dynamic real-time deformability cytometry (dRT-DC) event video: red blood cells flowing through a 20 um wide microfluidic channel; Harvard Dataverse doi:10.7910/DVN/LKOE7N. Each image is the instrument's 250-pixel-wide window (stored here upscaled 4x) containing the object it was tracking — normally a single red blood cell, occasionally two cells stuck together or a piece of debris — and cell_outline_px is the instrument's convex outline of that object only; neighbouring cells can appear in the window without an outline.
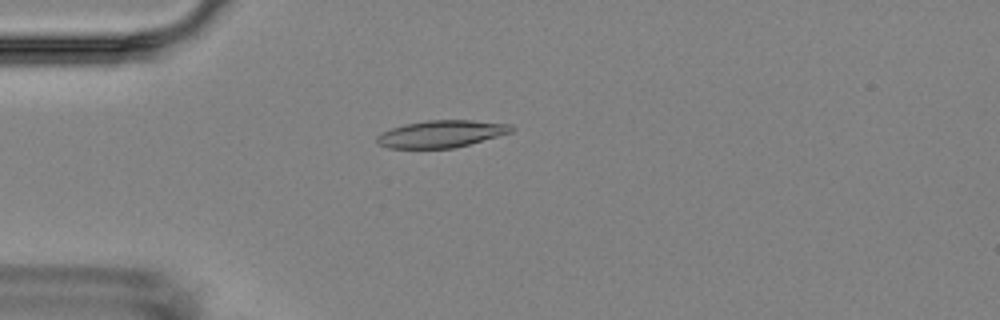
{"species": "Egyptian fruit bat (a non-hibernating species)", "species_latin": "Rousettus aegyptiacus", "temperature_condition": "room temperature", "stored_images_in_passage": 9, "camera_frame_rate_fps": 3000, "um_per_image_px": 0.085, "animal": {"sex": "female"}, "frame": {"image": 1, "passage_image": 2, "time_ms": 4.667, "image_size_px": [1000, 320], "cell_outline_px": [[516, 128], [512, 132], [468, 144], [452, 148], [388, 148], [380, 144], [376, 140], [376, 136], [380, 132], [404, 124], [428, 120], [472, 120], [512, 124]], "centroid_in_image_um": [37.51, 11.37], "position_along_channel_um": 47.5, "area_um2": 21.21}}
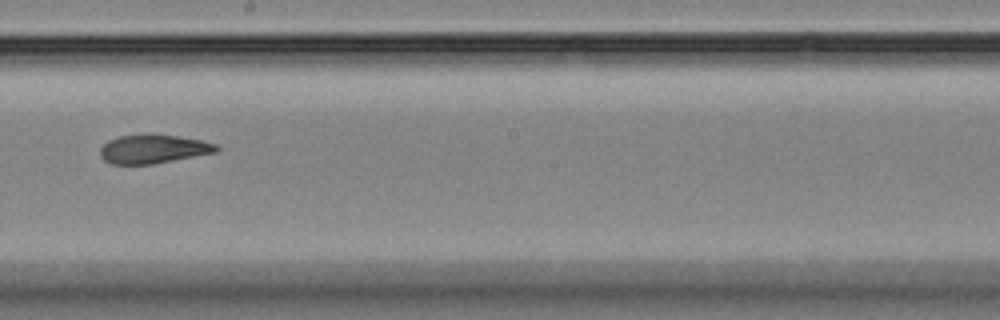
{"frame": {"image": 2, "passage_image": 7, "time_ms": 10.333, "image_size_px": [1000, 320], "cell_outline_px": [[220, 148], [216, 152], [152, 164], [112, 164], [104, 160], [100, 156], [100, 148], [108, 140], [120, 136], [152, 132], [180, 136], [200, 140], [216, 144]], "centroid_in_image_um": [13.01, 12.64], "position_along_channel_um": 235.2, "area_um2": 19.77}}
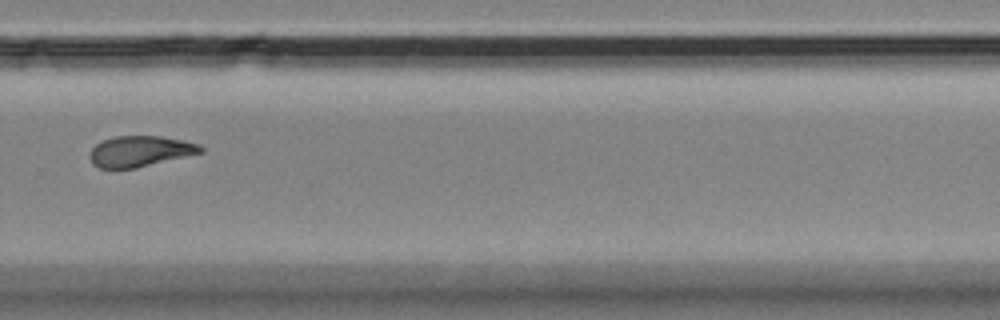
{"frame": {"image": 3, "passage_image": 9, "time_ms": 12.667, "image_size_px": [1000, 320], "cell_outline_px": [[204, 152], [136, 168], [100, 168], [92, 164], [88, 156], [92, 148], [96, 144], [104, 140], [116, 136], [160, 136], [180, 140], [196, 144], [204, 148]], "centroid_in_image_um": [11.87, 12.86], "position_along_channel_um": 317.9, "area_um2": 19.71}}